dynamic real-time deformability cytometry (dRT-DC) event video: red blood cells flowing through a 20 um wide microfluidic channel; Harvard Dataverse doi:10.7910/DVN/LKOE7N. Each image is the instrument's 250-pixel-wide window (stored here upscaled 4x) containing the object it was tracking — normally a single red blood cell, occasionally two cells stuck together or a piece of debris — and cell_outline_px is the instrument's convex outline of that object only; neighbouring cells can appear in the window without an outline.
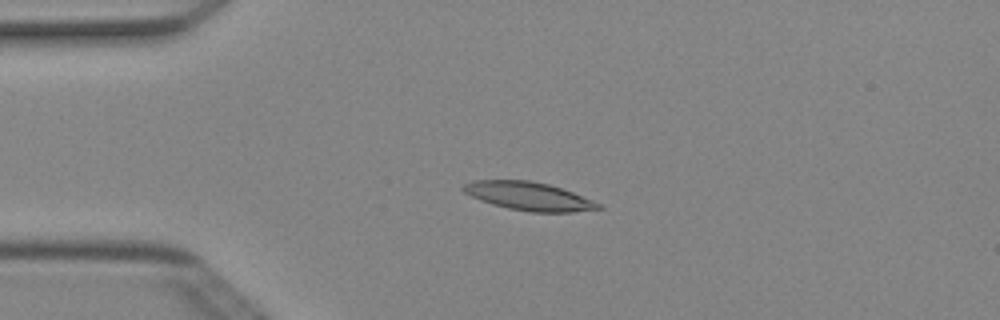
{"species": "Egyptian fruit bat (a non-hibernating species)", "species_latin": "Rousettus aegyptiacus", "temperature_condition": "cold", "stored_images_in_passage": 5, "camera_frame_rate_fps": 3000, "um_per_image_px": 0.085, "animal": {"sex": "female"}, "frame": {"image": 1, "passage_image": 4, "time_ms": 1.0, "image_size_px": [1000, 320], "cell_outline_px": [[604, 208], [572, 212], [528, 212], [508, 208], [492, 204], [480, 200], [464, 192], [460, 188], [460, 184], [472, 180], [528, 180], [548, 184], [572, 192], [600, 204]], "centroid_in_image_um": [44.87, 16.67], "position_along_channel_um": 40.1, "area_um2": 22.25}}